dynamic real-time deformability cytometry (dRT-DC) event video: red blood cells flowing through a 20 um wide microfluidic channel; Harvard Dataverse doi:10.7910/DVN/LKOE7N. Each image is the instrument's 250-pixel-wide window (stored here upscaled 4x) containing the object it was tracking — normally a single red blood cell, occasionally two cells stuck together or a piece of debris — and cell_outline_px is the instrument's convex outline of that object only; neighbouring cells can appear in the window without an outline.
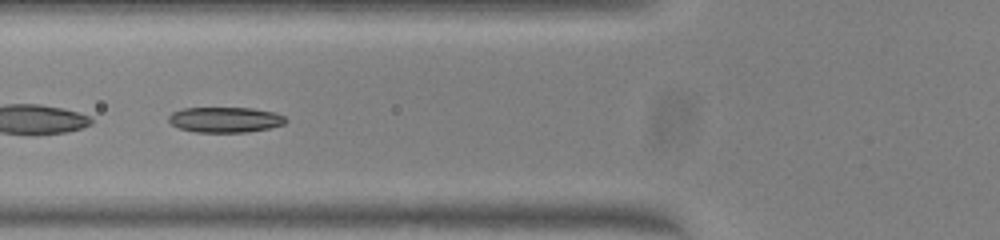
{"species": "common noctule bat (a hibernating species)", "species_latin": "Nyctalus noctula", "temperature_condition": "warm", "stored_images_in_passage": 48, "segment_of_instrument_passage": [2, 2], "camera_frame_rate_fps": 3000, "um_per_image_px": 0.085, "animal": {"sex": "female", "body_mass_g": 23.0, "forearm_length_mm": 53.4}, "frame": {"image": 1, "passage_image": 18, "time_ms": 5.667, "image_size_px": [1000, 240], "cell_outline_px": [[288, 120], [284, 124], [268, 128], [248, 132], [196, 132], [180, 128], [172, 124], [168, 120], [168, 116], [172, 112], [184, 108], [252, 108], [272, 112], [284, 116]], "centroid_in_image_um": [19.13, 10.17], "position_along_channel_um": 106.7, "area_um2": 17.22}}
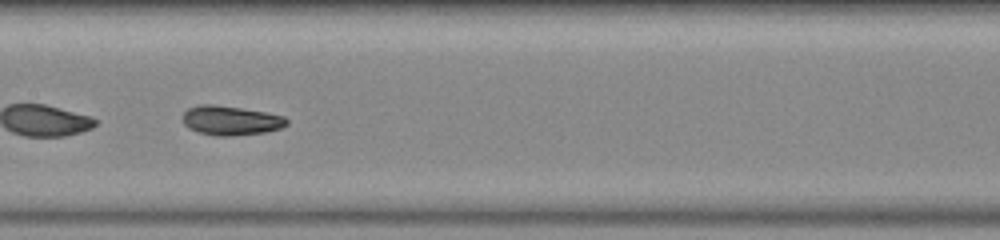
{"frame": {"image": 2, "passage_image": 24, "time_ms": 7.667, "image_size_px": [1000, 240], "cell_outline_px": [[288, 124], [280, 128], [264, 132], [224, 136], [216, 136], [200, 132], [188, 128], [184, 124], [184, 112], [188, 108], [200, 104], [212, 104], [240, 108], [264, 112], [284, 116], [288, 120]], "centroid_in_image_um": [19.6, 10.23], "position_along_channel_um": 187.8, "area_um2": 17.51}}